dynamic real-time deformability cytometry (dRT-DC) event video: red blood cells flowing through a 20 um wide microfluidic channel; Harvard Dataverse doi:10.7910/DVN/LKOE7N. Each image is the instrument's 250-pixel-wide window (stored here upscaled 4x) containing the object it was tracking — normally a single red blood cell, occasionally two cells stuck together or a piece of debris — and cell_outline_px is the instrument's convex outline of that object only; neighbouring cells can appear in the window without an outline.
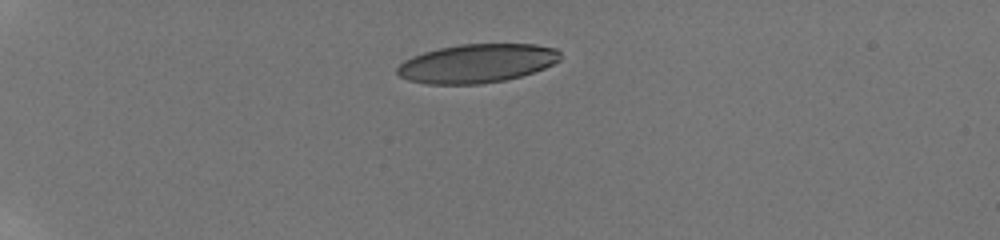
{"species": "human", "species_latin": "Homo sapiens", "temperature_condition": "room temperature", "stored_images_in_passage": 4, "camera_frame_rate_fps": 3000, "um_per_image_px": 0.085, "donor": {"sex": "male"}, "frame": {"image": 1, "passage_image": 1, "time_ms": 0.0, "image_size_px": [1000, 240], "cell_outline_px": [[560, 60], [544, 68], [520, 76], [504, 80], [480, 84], [428, 84], [408, 80], [400, 76], [396, 72], [396, 68], [404, 60], [412, 56], [424, 52], [440, 48], [460, 44], [536, 44], [556, 48], [560, 52]], "centroid_in_image_um": [40.53, 5.38], "position_along_channel_um": 44.5, "area_um2": 36.76}}